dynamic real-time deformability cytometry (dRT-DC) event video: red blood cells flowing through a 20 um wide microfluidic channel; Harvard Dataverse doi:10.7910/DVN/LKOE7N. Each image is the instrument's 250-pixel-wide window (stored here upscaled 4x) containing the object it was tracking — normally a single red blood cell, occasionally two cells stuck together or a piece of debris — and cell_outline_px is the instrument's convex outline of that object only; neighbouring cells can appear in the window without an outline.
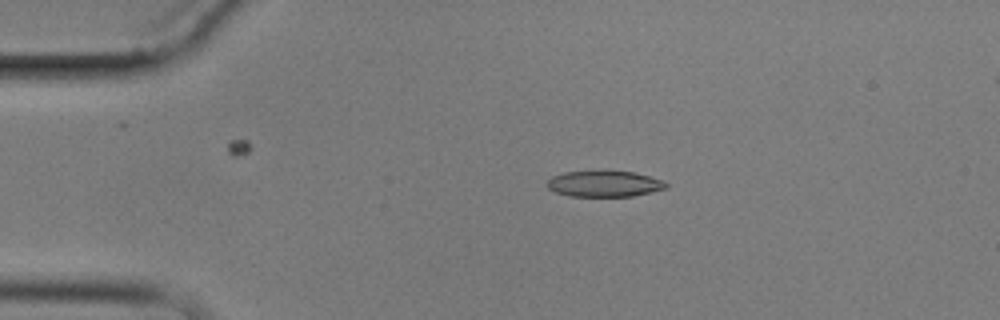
{"species": "common noctule bat (a hibernating species)", "species_latin": "Nyctalus noctula", "temperature_condition": "cold", "stored_images_in_passage": 4, "camera_frame_rate_fps": 3000, "um_per_image_px": 0.085, "animal": {"sex": "male", "body_mass_g": 17.9}, "frame": {"image": 1, "passage_image": 2, "time_ms": 1.0, "image_size_px": [1000, 320], "cell_outline_px": [[668, 188], [632, 196], [568, 196], [556, 192], [548, 188], [544, 184], [552, 176], [564, 172], [608, 168], [636, 172], [664, 180], [668, 184]], "centroid_in_image_um": [51.37, 15.57], "position_along_channel_um": 33.6, "area_um2": 18.96}}